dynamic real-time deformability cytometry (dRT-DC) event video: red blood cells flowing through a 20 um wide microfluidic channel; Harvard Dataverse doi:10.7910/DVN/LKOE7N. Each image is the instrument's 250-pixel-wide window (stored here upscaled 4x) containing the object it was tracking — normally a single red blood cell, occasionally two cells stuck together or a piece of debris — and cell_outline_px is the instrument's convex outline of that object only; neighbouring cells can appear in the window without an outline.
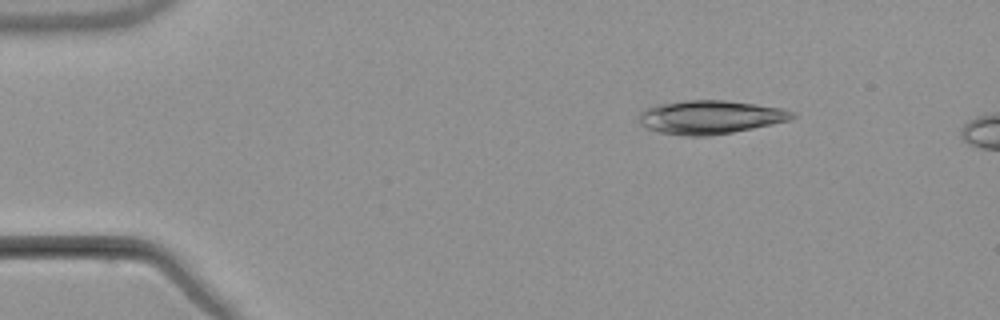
{"species": "common noctule bat (a hibernating species)", "species_latin": "Nyctalus noctula", "temperature_condition": "warm", "stored_images_in_passage": 3, "camera_frame_rate_fps": 3000, "um_per_image_px": 0.085, "animal": {"sex": "male", "body_mass_g": 21.5, "forearm_length_mm": 52.0}, "frame": {"image": 1, "passage_image": 2, "time_ms": 2.0, "image_size_px": [1000, 320], "cell_outline_px": [[796, 116], [788, 120], [772, 124], [732, 132], [708, 136], [688, 136], [660, 132], [648, 128], [640, 124], [640, 112], [644, 108], [656, 104], [688, 100], [724, 100], [756, 104], [784, 108], [792, 112]], "centroid_in_image_um": [60.35, 9.95], "position_along_channel_um": 24.6, "area_um2": 29.82}}